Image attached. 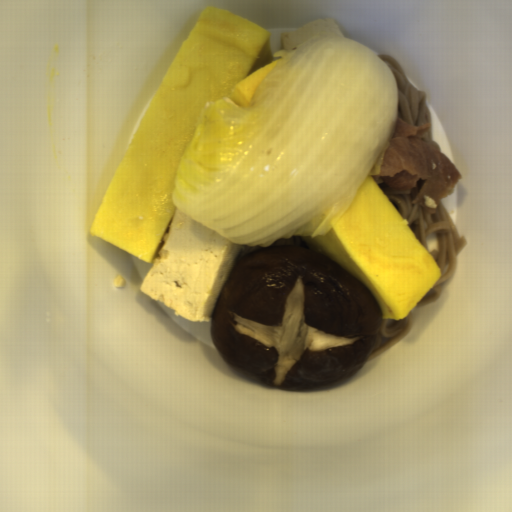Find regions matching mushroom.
Returning <instances> with one entry per match:
<instances>
[{
    "label": "mushroom",
    "instance_id": "1",
    "mask_svg": "<svg viewBox=\"0 0 512 512\" xmlns=\"http://www.w3.org/2000/svg\"><path fill=\"white\" fill-rule=\"evenodd\" d=\"M210 317L229 369L295 391L336 385L360 370L383 314L366 285L329 257L271 245L239 257Z\"/></svg>",
    "mask_w": 512,
    "mask_h": 512
}]
</instances>
